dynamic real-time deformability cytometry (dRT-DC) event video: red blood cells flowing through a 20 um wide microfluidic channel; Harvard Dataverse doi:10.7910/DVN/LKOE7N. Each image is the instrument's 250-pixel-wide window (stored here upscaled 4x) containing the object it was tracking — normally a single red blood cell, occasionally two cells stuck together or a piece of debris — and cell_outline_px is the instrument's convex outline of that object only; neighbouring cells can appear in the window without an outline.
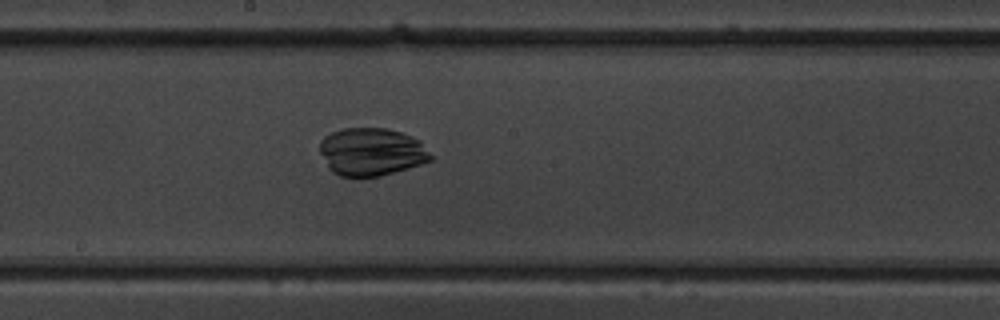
{"species": "common noctule bat (a hibernating species)", "species_latin": "Nyctalus noctula", "temperature_condition": "warm", "stored_images_in_passage": 52, "camera_frame_rate_fps": 3000, "um_per_image_px": 0.085, "animal": {"sex": "male", "body_mass_g": 19.5, "forearm_length_mm": 54.6}, "frame": {"image": 1, "passage_image": 29, "time_ms": 9.333, "image_size_px": [1000, 320], "cell_outline_px": [[436, 156], [432, 160], [408, 168], [380, 176], [340, 176], [332, 172], [328, 168], [320, 152], [320, 140], [324, 136], [332, 132], [344, 128], [388, 128], [412, 136], [420, 140]], "centroid_in_image_um": [31.61, 12.9], "position_along_channel_um": 216.6, "area_um2": 31.21}}
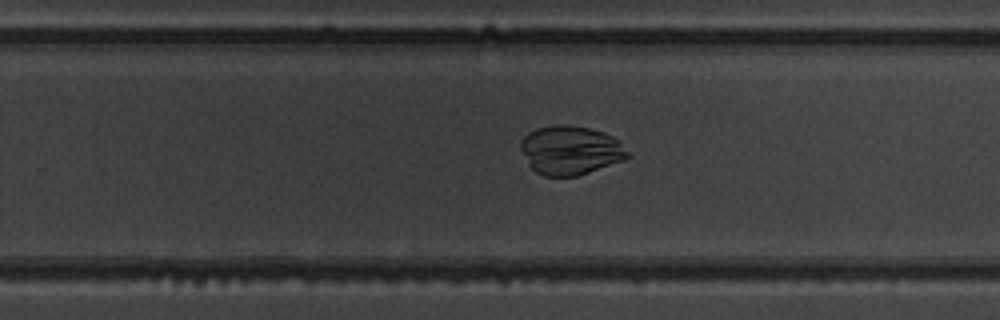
{"frame": {"image": 2, "passage_image": 34, "time_ms": 11.0, "image_size_px": [1000, 320], "cell_outline_px": [[632, 156], [624, 160], [576, 176], [544, 176], [536, 172], [528, 164], [520, 148], [520, 140], [528, 132], [536, 128], [560, 124], [568, 124], [588, 128], [604, 132], [620, 140]], "centroid_in_image_um": [48.5, 12.76], "position_along_channel_um": 281.3, "area_um2": 30.69}}
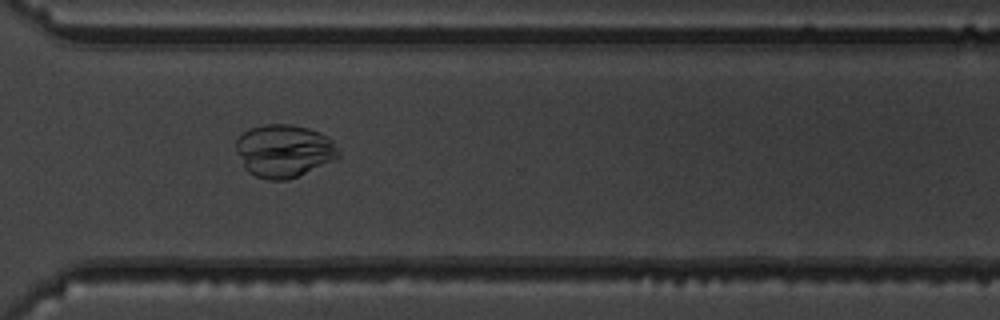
{"frame": {"image": 3, "passage_image": 39, "time_ms": 12.667, "image_size_px": [1000, 320], "cell_outline_px": [[340, 156], [332, 160], [288, 180], [268, 180], [256, 176], [248, 172], [244, 168], [236, 148], [236, 140], [244, 132], [252, 128], [264, 124], [292, 124], [308, 128], [320, 132], [328, 136], [332, 140], [340, 152]], "centroid_in_image_um": [24.14, 12.81], "position_along_channel_um": 346.5, "area_um2": 31.33}}